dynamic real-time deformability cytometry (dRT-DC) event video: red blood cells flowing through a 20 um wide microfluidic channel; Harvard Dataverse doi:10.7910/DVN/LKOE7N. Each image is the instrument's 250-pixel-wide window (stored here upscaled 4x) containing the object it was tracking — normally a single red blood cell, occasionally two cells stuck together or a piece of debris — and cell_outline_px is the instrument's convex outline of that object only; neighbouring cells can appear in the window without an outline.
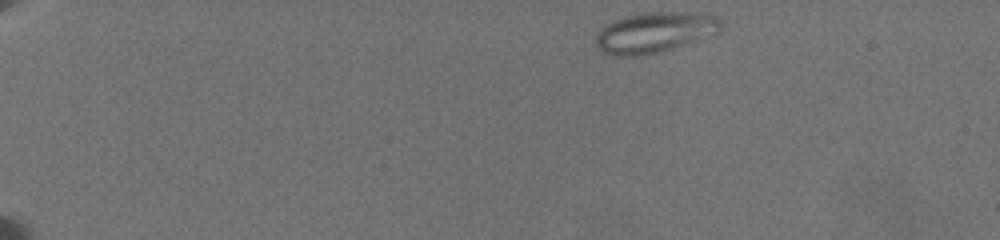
{"species": "common noctule bat (a hibernating species)", "species_latin": "Nyctalus noctula", "temperature_condition": "warm", "stored_images_in_passage": 13, "camera_frame_rate_fps": 3000, "um_per_image_px": 0.085, "animal": {"sex": "female", "body_mass_g": 19.5, "forearm_length_mm": 54.1}, "frame": {"image": 1, "passage_image": 1, "time_ms": 0.0, "image_size_px": [1000, 240], "cell_outline_px": [[720, 28], [716, 32], [696, 40], [660, 52], [644, 56], [612, 56], [600, 52], [592, 40], [612, 20], [624, 16], [648, 12], [704, 12], [720, 16]], "centroid_in_image_um": [55.6, 2.75], "position_along_channel_um": 29.4, "area_um2": 29.77}}
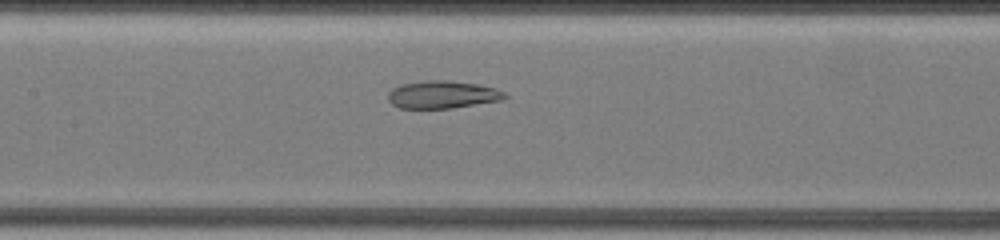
{"frame": {"image": 2, "passage_image": 10, "time_ms": 7.333, "image_size_px": [1000, 240], "cell_outline_px": [[508, 96], [504, 100], [452, 108], [400, 108], [392, 104], [388, 100], [388, 92], [392, 88], [400, 84], [428, 80], [448, 80], [480, 84], [496, 88], [504, 92]], "centroid_in_image_um": [37.63, 8.03], "position_along_channel_um": 169.8, "area_um2": 19.02}}
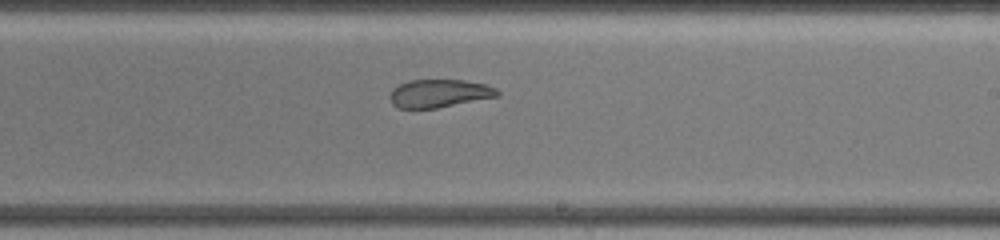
{"frame": {"image": 3, "passage_image": 13, "time_ms": 9.667, "image_size_px": [1000, 240], "cell_outline_px": [[500, 96], [436, 108], [396, 108], [392, 104], [388, 96], [392, 88], [408, 80], [464, 80], [484, 84], [496, 88], [500, 92]], "centroid_in_image_um": [37.31, 7.94], "position_along_channel_um": 251.7, "area_um2": 17.69}}